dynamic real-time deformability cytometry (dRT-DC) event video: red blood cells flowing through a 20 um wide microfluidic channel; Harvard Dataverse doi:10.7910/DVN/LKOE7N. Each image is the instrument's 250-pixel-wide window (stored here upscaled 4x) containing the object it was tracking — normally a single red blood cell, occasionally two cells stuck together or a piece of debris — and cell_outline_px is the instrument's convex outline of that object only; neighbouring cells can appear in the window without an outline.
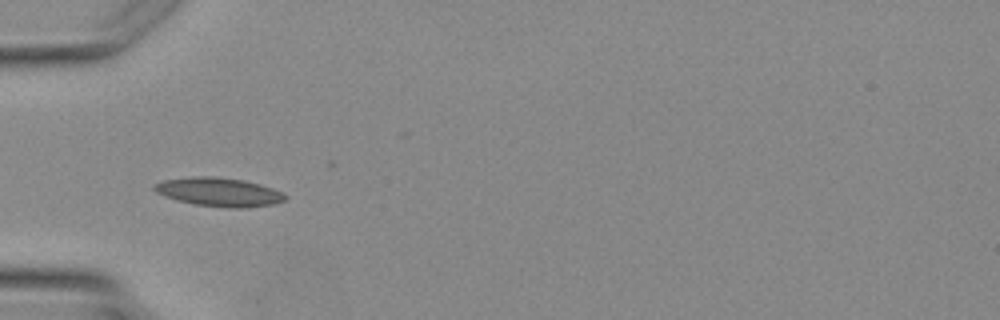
{"species": "Egyptian fruit bat (a non-hibernating species)", "species_latin": "Rousettus aegyptiacus", "temperature_condition": "warm", "stored_images_in_passage": 4, "camera_frame_rate_fps": 3000, "um_per_image_px": 0.085, "animal": {"sex": "female"}, "frame": {"image": 1, "passage_image": 4, "time_ms": 3.333, "image_size_px": [1000, 320], "cell_outline_px": [[288, 196], [284, 200], [272, 204], [240, 208], [232, 208], [196, 204], [176, 200], [164, 196], [156, 192], [152, 188], [152, 184], [164, 180], [192, 176], [216, 176], [244, 180], [260, 184], [284, 192]], "centroid_in_image_um": [18.59, 16.3], "position_along_channel_um": 66.4, "area_um2": 21.96}}